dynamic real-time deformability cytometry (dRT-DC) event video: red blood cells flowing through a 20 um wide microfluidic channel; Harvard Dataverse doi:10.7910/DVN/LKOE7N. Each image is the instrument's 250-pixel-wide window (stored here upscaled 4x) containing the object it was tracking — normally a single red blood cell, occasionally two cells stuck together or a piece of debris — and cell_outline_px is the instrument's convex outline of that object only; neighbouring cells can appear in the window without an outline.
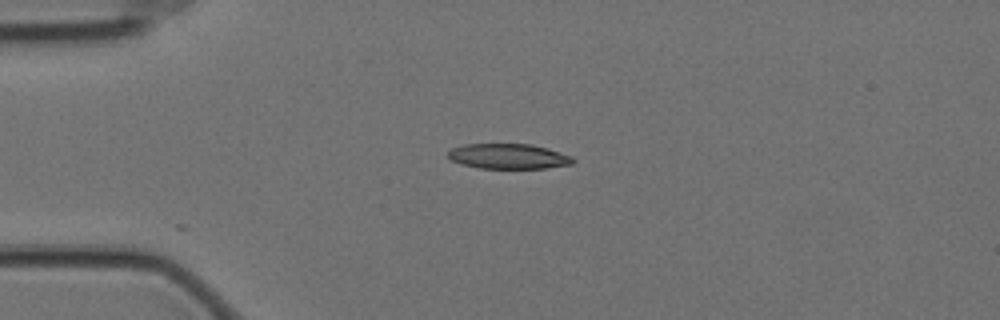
{"species": "Egyptian fruit bat (a non-hibernating species)", "species_latin": "Rousettus aegyptiacus", "temperature_condition": "cold", "stored_images_in_passage": 23, "camera_frame_rate_fps": 3000, "um_per_image_px": 0.085, "animal": {"sex": "female"}, "frame": {"image": 1, "passage_image": 1, "time_ms": 0.0, "image_size_px": [1000, 320], "cell_outline_px": [[576, 160], [572, 164], [548, 168], [480, 168], [464, 164], [452, 160], [444, 156], [452, 148], [464, 144], [532, 144], [548, 148], [572, 156]], "centroid_in_image_um": [43.24, 13.28], "position_along_channel_um": 41.8, "area_um2": 18.38}}
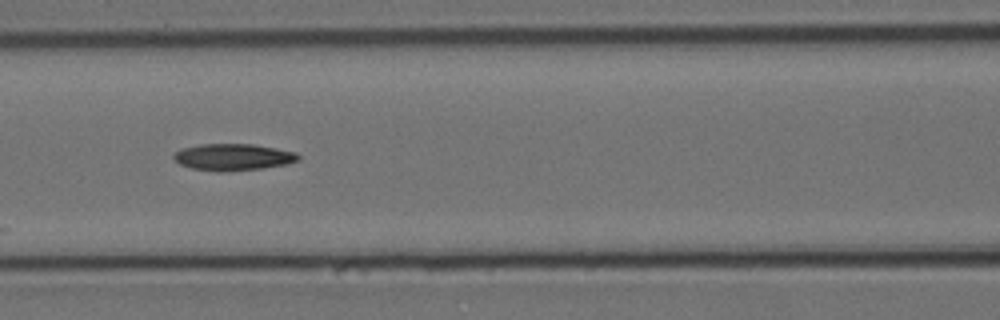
{"frame": {"image": 2, "passage_image": 12, "time_ms": 3.667, "image_size_px": [1000, 320], "cell_outline_px": [[300, 160], [288, 164], [264, 168], [220, 172], [216, 172], [192, 168], [180, 164], [172, 156], [180, 148], [200, 144], [252, 144], [276, 148], [296, 152], [300, 156]], "centroid_in_image_um": [19.83, 13.35], "position_along_channel_um": 146.8, "area_um2": 19.54}}
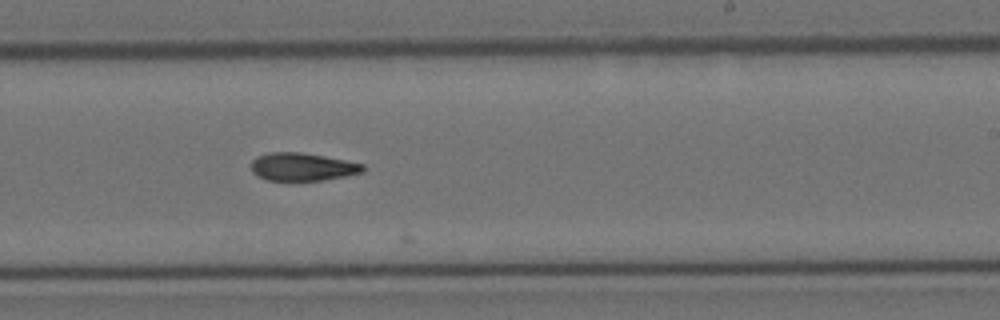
{"frame": {"image": 3, "passage_image": 22, "time_ms": 7.0, "image_size_px": [1000, 320], "cell_outline_px": [[364, 172], [324, 180], [268, 180], [256, 176], [252, 172], [252, 160], [256, 156], [268, 152], [300, 152], [324, 156], [364, 164]], "centroid_in_image_um": [25.68, 14.17], "position_along_channel_um": 263.3, "area_um2": 18.15}}